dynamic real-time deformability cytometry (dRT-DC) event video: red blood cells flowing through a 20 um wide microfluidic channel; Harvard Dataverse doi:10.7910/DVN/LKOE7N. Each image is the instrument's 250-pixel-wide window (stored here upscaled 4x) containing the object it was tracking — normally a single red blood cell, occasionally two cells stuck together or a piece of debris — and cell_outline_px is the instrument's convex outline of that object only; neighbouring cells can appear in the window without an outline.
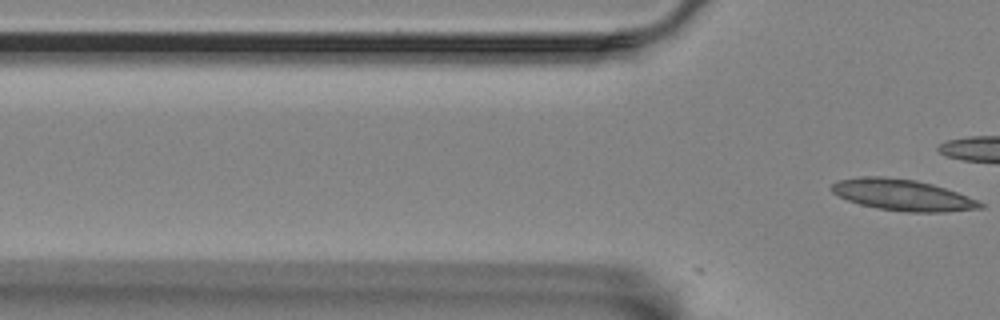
{"species": "Egyptian fruit bat (a non-hibernating species)", "species_latin": "Rousettus aegyptiacus", "temperature_condition": "room temperature", "stored_images_in_passage": 6, "camera_frame_rate_fps": 3000, "um_per_image_px": 0.085, "animal": {"sex": "female"}, "frame": {"image": 1, "passage_image": 6, "time_ms": 1.667, "image_size_px": [1000, 320], "cell_outline_px": [[984, 208], [944, 212], [908, 212], [876, 208], [860, 204], [848, 200], [832, 192], [828, 188], [832, 184], [840, 180], [864, 176], [884, 176], [916, 180], [932, 184], [956, 192], [976, 200], [984, 204]], "centroid_in_image_um": [76.7, 16.57], "position_along_channel_um": 49.1, "area_um2": 26.88}}